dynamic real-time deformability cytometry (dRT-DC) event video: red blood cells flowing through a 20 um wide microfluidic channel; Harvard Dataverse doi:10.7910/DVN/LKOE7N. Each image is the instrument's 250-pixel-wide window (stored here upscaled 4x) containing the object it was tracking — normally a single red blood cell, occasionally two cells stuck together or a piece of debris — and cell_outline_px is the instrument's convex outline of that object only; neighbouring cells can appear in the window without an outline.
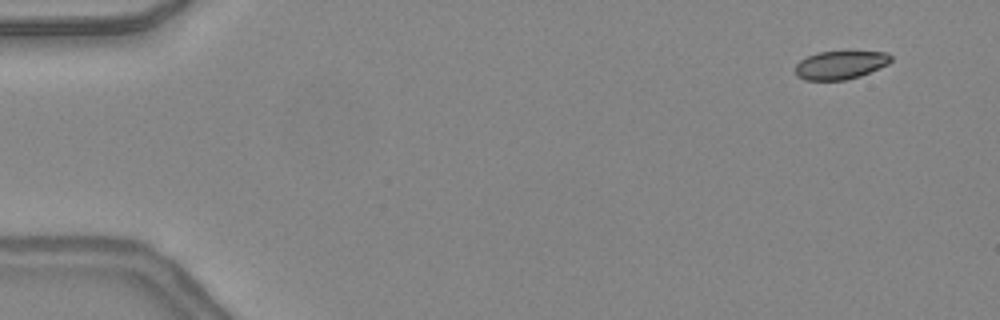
{"species": "common noctule bat (a hibernating species)", "species_latin": "Nyctalus noctula", "temperature_condition": "warm", "stored_images_in_passage": 48, "camera_frame_rate_fps": 3000, "um_per_image_px": 0.085, "animal": {"sex": "female", "body_mass_g": 24.6, "forearm_length_mm": 56.2}, "frame": {"image": 1, "passage_image": 4, "time_ms": 1.0, "image_size_px": [1000, 320], "cell_outline_px": [[892, 60], [888, 64], [860, 76], [844, 80], [804, 80], [796, 76], [796, 64], [800, 60], [808, 56], [820, 52], [888, 52], [892, 56]], "centroid_in_image_um": [71.43, 5.53], "position_along_channel_um": 13.6, "area_um2": 15.66}}
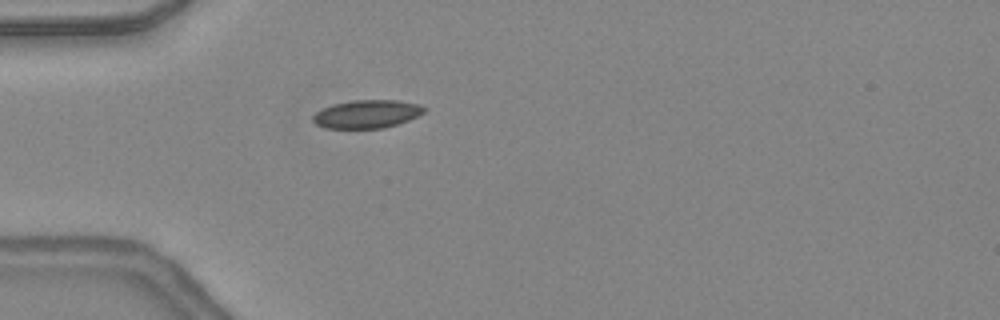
{"frame": {"image": 2, "passage_image": 15, "time_ms": 4.667, "image_size_px": [1000, 320], "cell_outline_px": [[428, 108], [424, 112], [408, 120], [384, 128], [324, 128], [316, 124], [312, 120], [312, 116], [316, 112], [332, 104], [352, 100], [396, 100], [416, 104]], "centroid_in_image_um": [31.16, 9.69], "position_along_channel_um": 53.8, "area_um2": 18.15}}
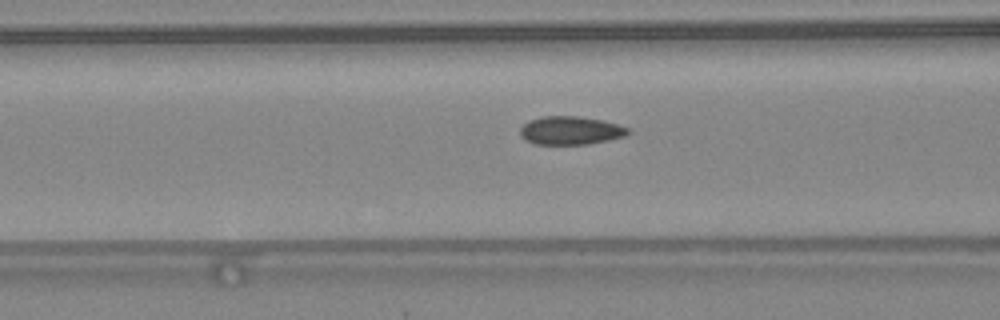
{"frame": {"image": 3, "passage_image": 20, "time_ms": 6.333, "image_size_px": [1000, 320], "cell_outline_px": [[632, 132], [624, 136], [608, 140], [588, 144], [532, 144], [524, 140], [520, 136], [520, 128], [528, 120], [544, 116], [576, 116], [600, 120], [616, 124], [628, 128]], "centroid_in_image_um": [48.45, 11.1], "position_along_channel_um": 118.2, "area_um2": 17.8}}